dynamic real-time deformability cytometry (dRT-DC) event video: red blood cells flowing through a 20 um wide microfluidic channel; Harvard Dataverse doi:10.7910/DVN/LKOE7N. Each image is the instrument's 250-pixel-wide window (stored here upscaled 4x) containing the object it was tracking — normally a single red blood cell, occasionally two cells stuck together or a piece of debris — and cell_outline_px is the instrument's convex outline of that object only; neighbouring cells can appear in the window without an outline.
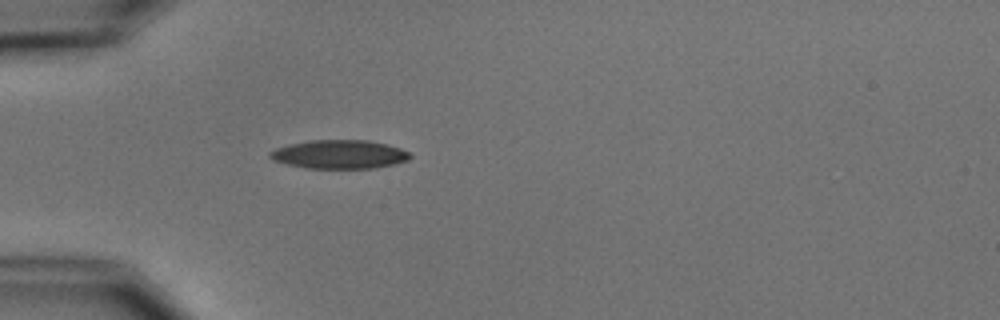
{"species": "common noctule bat (a hibernating species)", "species_latin": "Nyctalus noctula", "temperature_condition": "cold", "stored_images_in_passage": 4, "camera_frame_rate_fps": 3000, "um_per_image_px": 0.085, "animal": {"sex": "male", "body_mass_g": 15.6}, "frame": {"image": 1, "passage_image": 4, "time_ms": 3.667, "image_size_px": [1000, 320], "cell_outline_px": [[412, 156], [408, 160], [376, 168], [304, 168], [272, 160], [268, 156], [268, 152], [276, 148], [308, 140], [368, 140], [388, 144], [400, 148], [408, 152]], "centroid_in_image_um": [28.84, 13.11], "position_along_channel_um": 56.2, "area_um2": 23.41}}